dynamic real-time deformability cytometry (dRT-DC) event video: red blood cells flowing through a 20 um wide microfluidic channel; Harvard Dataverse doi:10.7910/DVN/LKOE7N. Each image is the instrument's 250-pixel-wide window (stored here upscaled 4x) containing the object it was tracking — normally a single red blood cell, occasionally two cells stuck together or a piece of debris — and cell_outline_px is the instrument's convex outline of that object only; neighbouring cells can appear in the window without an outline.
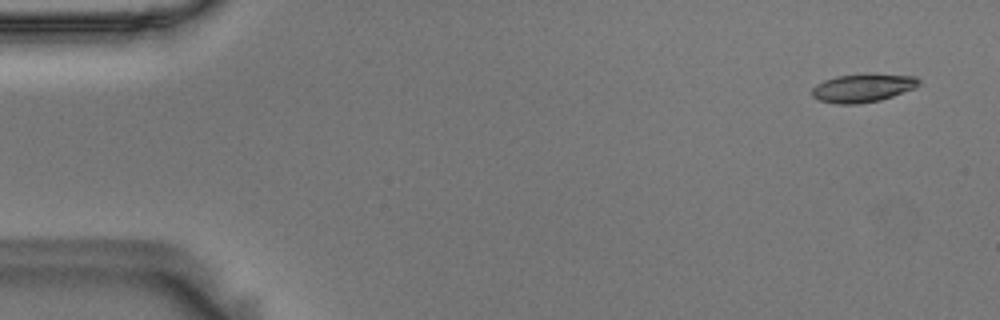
{"species": "Egyptian fruit bat (a non-hibernating species)", "species_latin": "Rousettus aegyptiacus", "temperature_condition": "room temperature", "stored_images_in_passage": 56, "camera_frame_rate_fps": 3000, "um_per_image_px": 0.085, "animal": {"sex": "male"}, "frame": {"image": 1, "passage_image": 3, "time_ms": 0.667, "image_size_px": [1000, 320], "cell_outline_px": [[920, 84], [916, 88], [880, 100], [856, 104], [836, 104], [820, 100], [812, 96], [812, 88], [816, 84], [824, 80], [836, 76], [860, 72], [872, 72], [916, 76], [920, 80]], "centroid_in_image_um": [73.37, 7.43], "position_along_channel_um": 11.6, "area_um2": 18.26}}
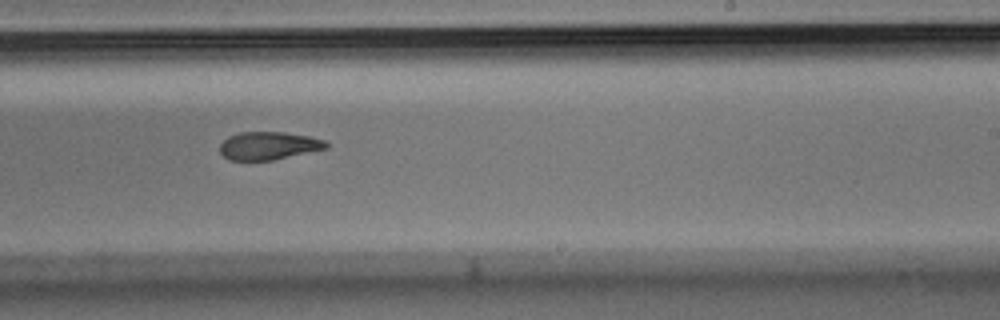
{"frame": {"image": 2, "passage_image": 34, "time_ms": 11.0, "image_size_px": [1000, 320], "cell_outline_px": [[328, 148], [272, 160], [228, 160], [220, 152], [220, 144], [228, 136], [240, 132], [284, 132], [308, 136], [324, 140], [328, 144]], "centroid_in_image_um": [22.81, 12.38], "position_along_channel_um": 266.2, "area_um2": 17.22}}
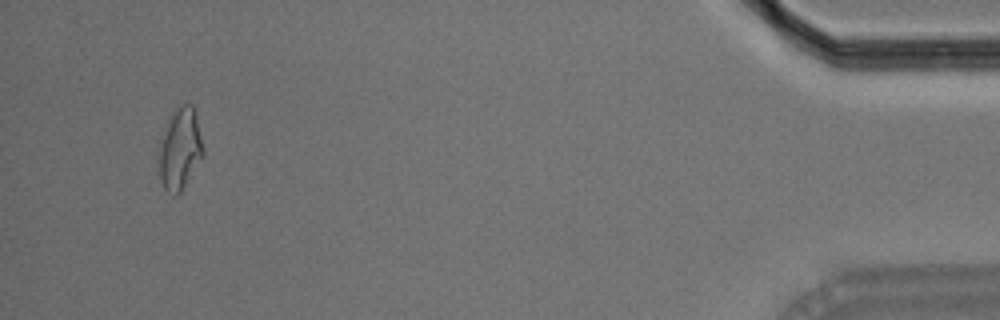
{"frame": {"image": 3, "passage_image": 53, "time_ms": 17.333, "image_size_px": [1000, 320], "cell_outline_px": [[204, 156], [180, 192], [176, 196], [172, 196], [164, 188], [160, 176], [156, 160], [156, 152], [168, 120], [172, 112], [184, 104], [192, 104], [196, 112], [204, 148]], "centroid_in_image_um": [15.28, 12.68], "position_along_channel_um": 419.9, "area_um2": 21.5}, "authors_computed_cell_mechanics": {"area_um2": 18.3515, "velocity_mm_per_s": 3.6182, "shape_relaxation_time_tau1_ms": 7.9375, "shape_relaxation_time_tau2_ms": 5.7505, "deformation_change_tau1": 0.2048, "deformation_change_tau2": 0.1354}}